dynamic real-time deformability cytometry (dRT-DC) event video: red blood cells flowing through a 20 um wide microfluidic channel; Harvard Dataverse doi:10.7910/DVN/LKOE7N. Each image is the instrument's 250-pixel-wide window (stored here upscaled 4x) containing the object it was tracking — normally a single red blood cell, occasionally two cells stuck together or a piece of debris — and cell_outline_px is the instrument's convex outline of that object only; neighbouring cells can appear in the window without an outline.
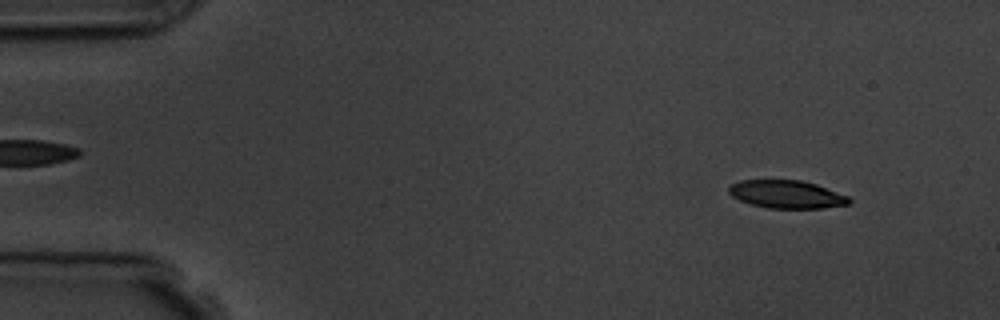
{"species": "common noctule bat (a hibernating species)", "species_latin": "Nyctalus noctula", "temperature_condition": "room temperature", "stored_images_in_passage": 3, "camera_frame_rate_fps": 3000, "um_per_image_px": 0.085, "animal": {"sex": "male", "body_mass_g": 19.5, "forearm_length_mm": 54.6}, "frame": {"image": 1, "passage_image": 1, "time_ms": 0.0, "image_size_px": [1000, 320], "cell_outline_px": [[852, 200], [848, 204], [824, 208], [768, 208], [752, 204], [740, 200], [732, 196], [728, 192], [728, 188], [732, 184], [740, 180], [800, 180], [816, 184], [848, 196]], "centroid_in_image_um": [66.87, 16.51], "position_along_channel_um": 18.1, "area_um2": 19.48}}